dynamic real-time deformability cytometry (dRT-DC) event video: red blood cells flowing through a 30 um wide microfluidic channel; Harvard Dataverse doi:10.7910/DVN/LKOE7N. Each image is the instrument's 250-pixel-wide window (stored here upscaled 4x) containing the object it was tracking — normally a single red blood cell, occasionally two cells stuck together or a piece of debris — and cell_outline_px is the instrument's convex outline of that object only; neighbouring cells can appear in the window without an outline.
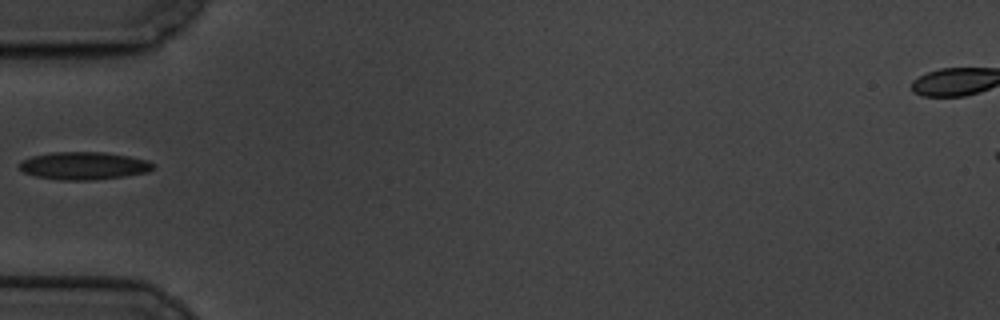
{"species": "common noctule bat (a hibernating species)", "species_latin": "Nyctalus noctula", "temperature_condition": "cold", "stored_images_in_passage": 41, "camera_frame_rate_fps": 3000, "um_per_image_px": 0.085, "animal": {"sex": "male", "body_mass_g": 19.5, "forearm_length_mm": 54.6}, "frame": {"image": 1, "passage_image": 1, "time_ms": 0.0, "image_size_px": [1000, 320], "cell_outline_px": [[156, 164], [148, 172], [124, 176], [92, 180], [60, 180], [36, 176], [24, 172], [20, 168], [20, 160], [32, 156], [52, 152], [104, 152], [128, 156], [148, 160]], "centroid_in_image_um": [7.13, 14.08], "position_along_channel_um": 77.9, "area_um2": 21.56}}
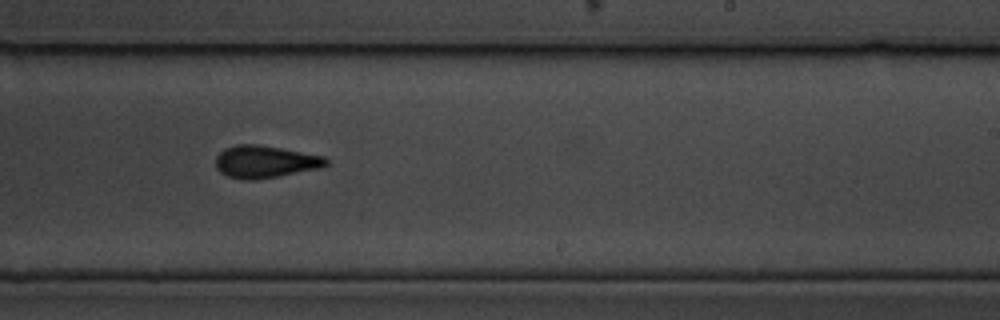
{"frame": {"image": 2, "passage_image": 18, "time_ms": 5.667, "image_size_px": [1000, 320], "cell_outline_px": [[328, 164], [320, 168], [256, 180], [244, 180], [228, 176], [220, 172], [216, 168], [216, 156], [224, 148], [236, 144], [256, 144], [280, 148], [324, 156], [328, 160]], "centroid_in_image_um": [22.5, 13.74], "position_along_channel_um": 266.5, "area_um2": 20.75}}
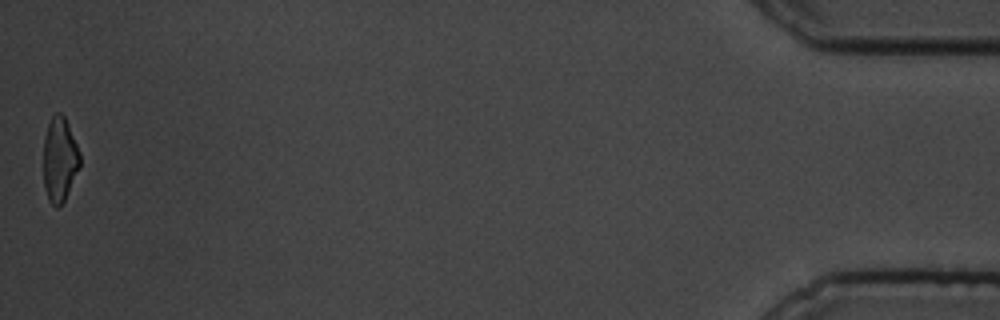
{"frame": {"image": 3, "passage_image": 41, "time_ms": 13.333, "image_size_px": [1000, 320], "cell_outline_px": [[80, 168], [64, 200], [56, 208], [48, 200], [44, 188], [44, 140], [48, 124], [52, 116], [56, 112], [60, 112], [64, 116], [68, 124], [80, 152]], "centroid_in_image_um": [5.08, 13.56], "position_along_channel_um": 430.1, "area_um2": 17.92}}